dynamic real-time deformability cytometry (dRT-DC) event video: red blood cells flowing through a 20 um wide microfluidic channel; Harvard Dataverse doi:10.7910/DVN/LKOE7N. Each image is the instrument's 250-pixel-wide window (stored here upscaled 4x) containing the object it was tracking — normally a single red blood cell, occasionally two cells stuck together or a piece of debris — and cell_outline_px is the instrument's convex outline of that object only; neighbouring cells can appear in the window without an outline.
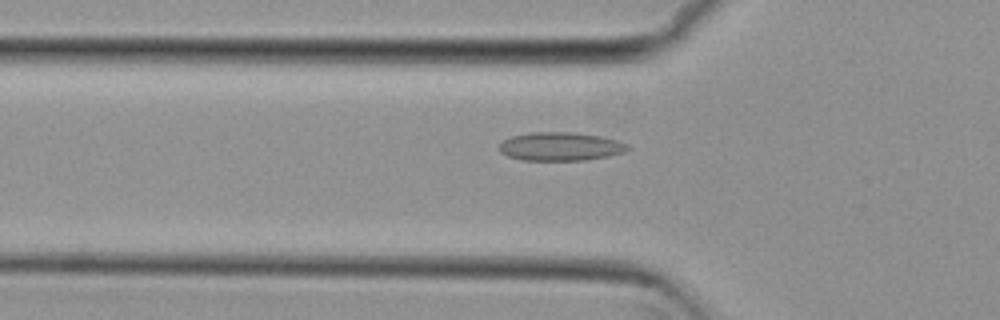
{"species": "common noctule bat (a hibernating species)", "species_latin": "Nyctalus noctula", "temperature_condition": "cold", "stored_images_in_passage": 54, "camera_frame_rate_fps": 3000, "um_per_image_px": 0.085, "animal": {"sex": "female", "body_mass_g": 29.2, "forearm_length_mm": 56.3}, "frame": {"image": 1, "passage_image": 18, "time_ms": 5.667, "image_size_px": [1000, 320], "cell_outline_px": [[632, 148], [624, 152], [608, 156], [584, 160], [524, 160], [508, 156], [500, 152], [500, 144], [504, 140], [512, 136], [528, 132], [572, 132], [600, 136], [620, 140], [628, 144]], "centroid_in_image_um": [47.68, 12.44], "position_along_channel_um": 78.1, "area_um2": 21.39}}
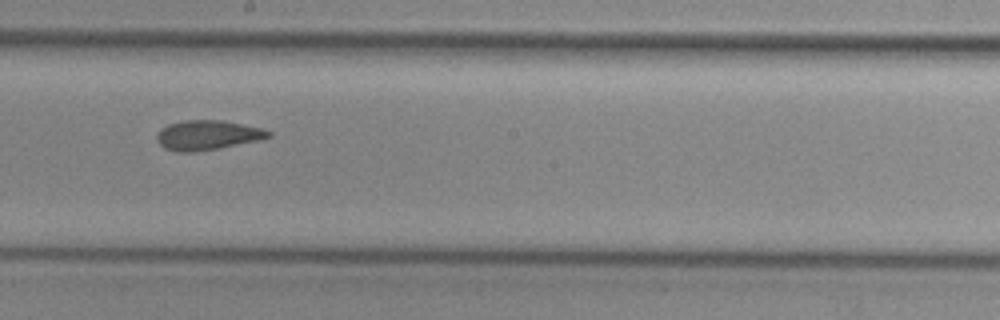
{"frame": {"image": 2, "passage_image": 30, "time_ms": 9.667, "image_size_px": [1000, 320], "cell_outline_px": [[272, 136], [260, 140], [220, 148], [196, 152], [176, 152], [164, 148], [156, 140], [156, 132], [160, 128], [168, 124], [184, 120], [220, 120], [260, 128], [272, 132]], "centroid_in_image_um": [17.59, 11.49], "position_along_channel_um": 230.6, "area_um2": 19.42}}
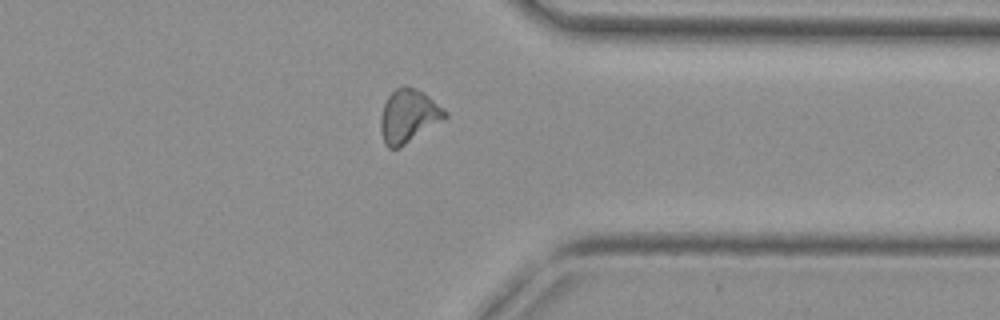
{"frame": {"image": 3, "passage_image": 42, "time_ms": 13.667, "image_size_px": [1000, 320], "cell_outline_px": [[448, 116], [400, 148], [388, 148], [384, 144], [380, 128], [380, 116], [384, 104], [388, 96], [396, 88], [404, 84], [416, 88], [424, 92], [444, 108], [448, 112]], "centroid_in_image_um": [34.71, 9.84], "position_along_channel_um": 376.7, "area_um2": 20.11}, "authors_computed_cell_mechanics": {"area_um2": 19.5075, "velocity_mm_per_s": 3.8069, "shape_relaxation_time_tau1_ms": null, "shape_relaxation_time_tau2_ms": 1.9046, "deformation_change_tau1": null, "deformation_change_tau2": 0.0678}}